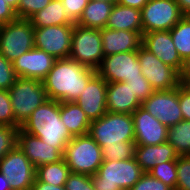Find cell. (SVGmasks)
Here are the masks:
<instances>
[{"label": "cell", "instance_id": "obj_18", "mask_svg": "<svg viewBox=\"0 0 190 190\" xmlns=\"http://www.w3.org/2000/svg\"><path fill=\"white\" fill-rule=\"evenodd\" d=\"M17 146L24 152L35 168L56 163L63 159V154L56 148L46 144L39 137L31 135L19 128Z\"/></svg>", "mask_w": 190, "mask_h": 190}, {"label": "cell", "instance_id": "obj_3", "mask_svg": "<svg viewBox=\"0 0 190 190\" xmlns=\"http://www.w3.org/2000/svg\"><path fill=\"white\" fill-rule=\"evenodd\" d=\"M145 172L135 157L119 161H103L91 176L95 190H129Z\"/></svg>", "mask_w": 190, "mask_h": 190}, {"label": "cell", "instance_id": "obj_36", "mask_svg": "<svg viewBox=\"0 0 190 190\" xmlns=\"http://www.w3.org/2000/svg\"><path fill=\"white\" fill-rule=\"evenodd\" d=\"M126 83L141 103L155 91L145 77L130 78Z\"/></svg>", "mask_w": 190, "mask_h": 190}, {"label": "cell", "instance_id": "obj_46", "mask_svg": "<svg viewBox=\"0 0 190 190\" xmlns=\"http://www.w3.org/2000/svg\"><path fill=\"white\" fill-rule=\"evenodd\" d=\"M176 2L184 15H190V0H176Z\"/></svg>", "mask_w": 190, "mask_h": 190}, {"label": "cell", "instance_id": "obj_15", "mask_svg": "<svg viewBox=\"0 0 190 190\" xmlns=\"http://www.w3.org/2000/svg\"><path fill=\"white\" fill-rule=\"evenodd\" d=\"M135 145H160L167 142L168 127L141 106L133 113Z\"/></svg>", "mask_w": 190, "mask_h": 190}, {"label": "cell", "instance_id": "obj_35", "mask_svg": "<svg viewBox=\"0 0 190 190\" xmlns=\"http://www.w3.org/2000/svg\"><path fill=\"white\" fill-rule=\"evenodd\" d=\"M0 125L15 127V116L8 90L0 89Z\"/></svg>", "mask_w": 190, "mask_h": 190}, {"label": "cell", "instance_id": "obj_28", "mask_svg": "<svg viewBox=\"0 0 190 190\" xmlns=\"http://www.w3.org/2000/svg\"><path fill=\"white\" fill-rule=\"evenodd\" d=\"M167 142L179 156L190 155V121L182 120L168 127Z\"/></svg>", "mask_w": 190, "mask_h": 190}, {"label": "cell", "instance_id": "obj_2", "mask_svg": "<svg viewBox=\"0 0 190 190\" xmlns=\"http://www.w3.org/2000/svg\"><path fill=\"white\" fill-rule=\"evenodd\" d=\"M20 128L56 147L62 154L73 138L60 118V102L50 99L37 107Z\"/></svg>", "mask_w": 190, "mask_h": 190}, {"label": "cell", "instance_id": "obj_19", "mask_svg": "<svg viewBox=\"0 0 190 190\" xmlns=\"http://www.w3.org/2000/svg\"><path fill=\"white\" fill-rule=\"evenodd\" d=\"M142 46L163 63L181 72L183 60L175 48L170 31L160 30L142 34Z\"/></svg>", "mask_w": 190, "mask_h": 190}, {"label": "cell", "instance_id": "obj_17", "mask_svg": "<svg viewBox=\"0 0 190 190\" xmlns=\"http://www.w3.org/2000/svg\"><path fill=\"white\" fill-rule=\"evenodd\" d=\"M107 82L96 73L75 101L90 122L98 120L106 112Z\"/></svg>", "mask_w": 190, "mask_h": 190}, {"label": "cell", "instance_id": "obj_16", "mask_svg": "<svg viewBox=\"0 0 190 190\" xmlns=\"http://www.w3.org/2000/svg\"><path fill=\"white\" fill-rule=\"evenodd\" d=\"M56 58L45 51L32 48L12 61L17 77L43 81Z\"/></svg>", "mask_w": 190, "mask_h": 190}, {"label": "cell", "instance_id": "obj_50", "mask_svg": "<svg viewBox=\"0 0 190 190\" xmlns=\"http://www.w3.org/2000/svg\"><path fill=\"white\" fill-rule=\"evenodd\" d=\"M181 84L186 85L190 89V82H181Z\"/></svg>", "mask_w": 190, "mask_h": 190}, {"label": "cell", "instance_id": "obj_4", "mask_svg": "<svg viewBox=\"0 0 190 190\" xmlns=\"http://www.w3.org/2000/svg\"><path fill=\"white\" fill-rule=\"evenodd\" d=\"M88 134L100 147L119 142H135L133 116L106 112L98 120L91 122Z\"/></svg>", "mask_w": 190, "mask_h": 190}, {"label": "cell", "instance_id": "obj_8", "mask_svg": "<svg viewBox=\"0 0 190 190\" xmlns=\"http://www.w3.org/2000/svg\"><path fill=\"white\" fill-rule=\"evenodd\" d=\"M34 48V26L27 19L0 25V54L13 61Z\"/></svg>", "mask_w": 190, "mask_h": 190}, {"label": "cell", "instance_id": "obj_32", "mask_svg": "<svg viewBox=\"0 0 190 190\" xmlns=\"http://www.w3.org/2000/svg\"><path fill=\"white\" fill-rule=\"evenodd\" d=\"M19 128L0 125V160L17 146Z\"/></svg>", "mask_w": 190, "mask_h": 190}, {"label": "cell", "instance_id": "obj_45", "mask_svg": "<svg viewBox=\"0 0 190 190\" xmlns=\"http://www.w3.org/2000/svg\"><path fill=\"white\" fill-rule=\"evenodd\" d=\"M181 82H190V56L183 61V67L180 72Z\"/></svg>", "mask_w": 190, "mask_h": 190}, {"label": "cell", "instance_id": "obj_14", "mask_svg": "<svg viewBox=\"0 0 190 190\" xmlns=\"http://www.w3.org/2000/svg\"><path fill=\"white\" fill-rule=\"evenodd\" d=\"M141 107L167 127L183 120L179 104V86L171 90L154 91L141 103Z\"/></svg>", "mask_w": 190, "mask_h": 190}, {"label": "cell", "instance_id": "obj_10", "mask_svg": "<svg viewBox=\"0 0 190 190\" xmlns=\"http://www.w3.org/2000/svg\"><path fill=\"white\" fill-rule=\"evenodd\" d=\"M141 73L155 91L171 90L181 84L180 73L163 63L143 46L137 50Z\"/></svg>", "mask_w": 190, "mask_h": 190}, {"label": "cell", "instance_id": "obj_13", "mask_svg": "<svg viewBox=\"0 0 190 190\" xmlns=\"http://www.w3.org/2000/svg\"><path fill=\"white\" fill-rule=\"evenodd\" d=\"M97 73L107 82H127L130 78L144 77L137 50L104 56Z\"/></svg>", "mask_w": 190, "mask_h": 190}, {"label": "cell", "instance_id": "obj_6", "mask_svg": "<svg viewBox=\"0 0 190 190\" xmlns=\"http://www.w3.org/2000/svg\"><path fill=\"white\" fill-rule=\"evenodd\" d=\"M63 159L73 173L92 176L103 162L101 147L89 135L73 137L65 147Z\"/></svg>", "mask_w": 190, "mask_h": 190}, {"label": "cell", "instance_id": "obj_20", "mask_svg": "<svg viewBox=\"0 0 190 190\" xmlns=\"http://www.w3.org/2000/svg\"><path fill=\"white\" fill-rule=\"evenodd\" d=\"M104 56L121 52L135 51L142 46V35L127 30L101 29Z\"/></svg>", "mask_w": 190, "mask_h": 190}, {"label": "cell", "instance_id": "obj_23", "mask_svg": "<svg viewBox=\"0 0 190 190\" xmlns=\"http://www.w3.org/2000/svg\"><path fill=\"white\" fill-rule=\"evenodd\" d=\"M106 28L138 32L142 35L141 12L138 9L115 3L106 23Z\"/></svg>", "mask_w": 190, "mask_h": 190}, {"label": "cell", "instance_id": "obj_26", "mask_svg": "<svg viewBox=\"0 0 190 190\" xmlns=\"http://www.w3.org/2000/svg\"><path fill=\"white\" fill-rule=\"evenodd\" d=\"M29 20L34 28L74 24L67 17L61 0H52L43 10L34 14Z\"/></svg>", "mask_w": 190, "mask_h": 190}, {"label": "cell", "instance_id": "obj_39", "mask_svg": "<svg viewBox=\"0 0 190 190\" xmlns=\"http://www.w3.org/2000/svg\"><path fill=\"white\" fill-rule=\"evenodd\" d=\"M129 190H173L162 181L145 172L139 181Z\"/></svg>", "mask_w": 190, "mask_h": 190}, {"label": "cell", "instance_id": "obj_21", "mask_svg": "<svg viewBox=\"0 0 190 190\" xmlns=\"http://www.w3.org/2000/svg\"><path fill=\"white\" fill-rule=\"evenodd\" d=\"M140 106L141 102L126 82L107 83V112L132 114Z\"/></svg>", "mask_w": 190, "mask_h": 190}, {"label": "cell", "instance_id": "obj_37", "mask_svg": "<svg viewBox=\"0 0 190 190\" xmlns=\"http://www.w3.org/2000/svg\"><path fill=\"white\" fill-rule=\"evenodd\" d=\"M17 78L12 62L0 54V89L9 90Z\"/></svg>", "mask_w": 190, "mask_h": 190}, {"label": "cell", "instance_id": "obj_1", "mask_svg": "<svg viewBox=\"0 0 190 190\" xmlns=\"http://www.w3.org/2000/svg\"><path fill=\"white\" fill-rule=\"evenodd\" d=\"M96 73L71 58L56 59L42 81L47 98L60 103L75 102Z\"/></svg>", "mask_w": 190, "mask_h": 190}, {"label": "cell", "instance_id": "obj_24", "mask_svg": "<svg viewBox=\"0 0 190 190\" xmlns=\"http://www.w3.org/2000/svg\"><path fill=\"white\" fill-rule=\"evenodd\" d=\"M60 118L72 137L88 134L91 122L76 102L60 103Z\"/></svg>", "mask_w": 190, "mask_h": 190}, {"label": "cell", "instance_id": "obj_43", "mask_svg": "<svg viewBox=\"0 0 190 190\" xmlns=\"http://www.w3.org/2000/svg\"><path fill=\"white\" fill-rule=\"evenodd\" d=\"M31 190H65L64 186H55L39 181L37 178L33 182Z\"/></svg>", "mask_w": 190, "mask_h": 190}, {"label": "cell", "instance_id": "obj_12", "mask_svg": "<svg viewBox=\"0 0 190 190\" xmlns=\"http://www.w3.org/2000/svg\"><path fill=\"white\" fill-rule=\"evenodd\" d=\"M74 24L34 28V47L56 59L69 58Z\"/></svg>", "mask_w": 190, "mask_h": 190}, {"label": "cell", "instance_id": "obj_49", "mask_svg": "<svg viewBox=\"0 0 190 190\" xmlns=\"http://www.w3.org/2000/svg\"><path fill=\"white\" fill-rule=\"evenodd\" d=\"M92 1H103V2H109L112 3L113 5L117 3L118 0H92Z\"/></svg>", "mask_w": 190, "mask_h": 190}, {"label": "cell", "instance_id": "obj_5", "mask_svg": "<svg viewBox=\"0 0 190 190\" xmlns=\"http://www.w3.org/2000/svg\"><path fill=\"white\" fill-rule=\"evenodd\" d=\"M8 93L18 128L48 99L43 82L37 79L18 77Z\"/></svg>", "mask_w": 190, "mask_h": 190}, {"label": "cell", "instance_id": "obj_29", "mask_svg": "<svg viewBox=\"0 0 190 190\" xmlns=\"http://www.w3.org/2000/svg\"><path fill=\"white\" fill-rule=\"evenodd\" d=\"M170 31L175 48L184 61L190 56V15H185Z\"/></svg>", "mask_w": 190, "mask_h": 190}, {"label": "cell", "instance_id": "obj_11", "mask_svg": "<svg viewBox=\"0 0 190 190\" xmlns=\"http://www.w3.org/2000/svg\"><path fill=\"white\" fill-rule=\"evenodd\" d=\"M0 172L9 181L11 190H31L36 179V168L16 146L0 160Z\"/></svg>", "mask_w": 190, "mask_h": 190}, {"label": "cell", "instance_id": "obj_27", "mask_svg": "<svg viewBox=\"0 0 190 190\" xmlns=\"http://www.w3.org/2000/svg\"><path fill=\"white\" fill-rule=\"evenodd\" d=\"M70 173V168L67 166L64 159L56 163L45 164L36 168V178L39 181L55 186H64Z\"/></svg>", "mask_w": 190, "mask_h": 190}, {"label": "cell", "instance_id": "obj_42", "mask_svg": "<svg viewBox=\"0 0 190 190\" xmlns=\"http://www.w3.org/2000/svg\"><path fill=\"white\" fill-rule=\"evenodd\" d=\"M16 19L15 10L5 0H0V25L7 24Z\"/></svg>", "mask_w": 190, "mask_h": 190}, {"label": "cell", "instance_id": "obj_7", "mask_svg": "<svg viewBox=\"0 0 190 190\" xmlns=\"http://www.w3.org/2000/svg\"><path fill=\"white\" fill-rule=\"evenodd\" d=\"M69 58L97 70L104 59L101 29H93L74 23Z\"/></svg>", "mask_w": 190, "mask_h": 190}, {"label": "cell", "instance_id": "obj_48", "mask_svg": "<svg viewBox=\"0 0 190 190\" xmlns=\"http://www.w3.org/2000/svg\"><path fill=\"white\" fill-rule=\"evenodd\" d=\"M14 10L18 8L19 0H5Z\"/></svg>", "mask_w": 190, "mask_h": 190}, {"label": "cell", "instance_id": "obj_47", "mask_svg": "<svg viewBox=\"0 0 190 190\" xmlns=\"http://www.w3.org/2000/svg\"><path fill=\"white\" fill-rule=\"evenodd\" d=\"M0 190H11L9 181L1 172H0Z\"/></svg>", "mask_w": 190, "mask_h": 190}, {"label": "cell", "instance_id": "obj_9", "mask_svg": "<svg viewBox=\"0 0 190 190\" xmlns=\"http://www.w3.org/2000/svg\"><path fill=\"white\" fill-rule=\"evenodd\" d=\"M140 12L143 34L169 31L185 16L176 0H149Z\"/></svg>", "mask_w": 190, "mask_h": 190}, {"label": "cell", "instance_id": "obj_30", "mask_svg": "<svg viewBox=\"0 0 190 190\" xmlns=\"http://www.w3.org/2000/svg\"><path fill=\"white\" fill-rule=\"evenodd\" d=\"M103 161L127 160L134 157L135 142H119L114 145H103L101 147Z\"/></svg>", "mask_w": 190, "mask_h": 190}, {"label": "cell", "instance_id": "obj_34", "mask_svg": "<svg viewBox=\"0 0 190 190\" xmlns=\"http://www.w3.org/2000/svg\"><path fill=\"white\" fill-rule=\"evenodd\" d=\"M176 190H190V155L177 159Z\"/></svg>", "mask_w": 190, "mask_h": 190}, {"label": "cell", "instance_id": "obj_44", "mask_svg": "<svg viewBox=\"0 0 190 190\" xmlns=\"http://www.w3.org/2000/svg\"><path fill=\"white\" fill-rule=\"evenodd\" d=\"M148 1L149 0H118L117 3L122 6L132 7L141 10Z\"/></svg>", "mask_w": 190, "mask_h": 190}, {"label": "cell", "instance_id": "obj_25", "mask_svg": "<svg viewBox=\"0 0 190 190\" xmlns=\"http://www.w3.org/2000/svg\"><path fill=\"white\" fill-rule=\"evenodd\" d=\"M112 7L113 4L109 2L89 0L76 24L87 28L103 29L106 27Z\"/></svg>", "mask_w": 190, "mask_h": 190}, {"label": "cell", "instance_id": "obj_40", "mask_svg": "<svg viewBox=\"0 0 190 190\" xmlns=\"http://www.w3.org/2000/svg\"><path fill=\"white\" fill-rule=\"evenodd\" d=\"M67 17L73 22L77 23L82 16L84 8L87 6L89 0H61Z\"/></svg>", "mask_w": 190, "mask_h": 190}, {"label": "cell", "instance_id": "obj_31", "mask_svg": "<svg viewBox=\"0 0 190 190\" xmlns=\"http://www.w3.org/2000/svg\"><path fill=\"white\" fill-rule=\"evenodd\" d=\"M148 173L162 181L164 184L176 190L177 182V160L163 162L159 165H155Z\"/></svg>", "mask_w": 190, "mask_h": 190}, {"label": "cell", "instance_id": "obj_33", "mask_svg": "<svg viewBox=\"0 0 190 190\" xmlns=\"http://www.w3.org/2000/svg\"><path fill=\"white\" fill-rule=\"evenodd\" d=\"M52 0H19L18 8L15 10L19 19L29 20L34 14L43 10Z\"/></svg>", "mask_w": 190, "mask_h": 190}, {"label": "cell", "instance_id": "obj_22", "mask_svg": "<svg viewBox=\"0 0 190 190\" xmlns=\"http://www.w3.org/2000/svg\"><path fill=\"white\" fill-rule=\"evenodd\" d=\"M134 157L144 172H148L155 165L177 160L179 155L174 147L166 142L160 145H135Z\"/></svg>", "mask_w": 190, "mask_h": 190}, {"label": "cell", "instance_id": "obj_38", "mask_svg": "<svg viewBox=\"0 0 190 190\" xmlns=\"http://www.w3.org/2000/svg\"><path fill=\"white\" fill-rule=\"evenodd\" d=\"M65 190H95L91 176L71 172L64 184Z\"/></svg>", "mask_w": 190, "mask_h": 190}, {"label": "cell", "instance_id": "obj_41", "mask_svg": "<svg viewBox=\"0 0 190 190\" xmlns=\"http://www.w3.org/2000/svg\"><path fill=\"white\" fill-rule=\"evenodd\" d=\"M179 104L183 120L190 121V89L183 84L179 85Z\"/></svg>", "mask_w": 190, "mask_h": 190}]
</instances>
